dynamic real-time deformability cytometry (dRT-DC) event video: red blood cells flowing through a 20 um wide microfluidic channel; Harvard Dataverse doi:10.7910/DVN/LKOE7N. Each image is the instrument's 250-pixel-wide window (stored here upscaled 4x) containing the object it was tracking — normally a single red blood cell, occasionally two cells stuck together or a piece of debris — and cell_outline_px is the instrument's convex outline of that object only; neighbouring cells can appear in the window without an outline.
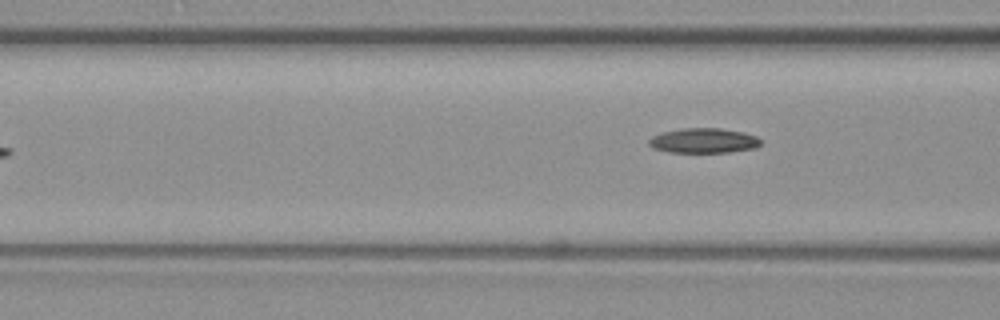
{"species": "common noctule bat (a hibernating species)", "species_latin": "Nyctalus noctula", "temperature_condition": "warm", "stored_images_in_passage": 5, "camera_frame_rate_fps": 3000, "um_per_image_px": 0.085, "animal": {"sex": "female", "body_mass_g": 19.3, "forearm_length_mm": 54.1}, "frame": {"image": 1, "passage_image": 5, "time_ms": 1.333, "image_size_px": [1000, 320], "cell_outline_px": [[760, 144], [756, 148], [728, 152], [668, 152], [652, 148], [648, 144], [648, 140], [652, 136], [660, 132], [680, 128], [720, 128], [744, 132], [756, 136], [760, 140]], "centroid_in_image_um": [59.77, 11.94], "position_along_channel_um": 106.8, "area_um2": 16.36}}